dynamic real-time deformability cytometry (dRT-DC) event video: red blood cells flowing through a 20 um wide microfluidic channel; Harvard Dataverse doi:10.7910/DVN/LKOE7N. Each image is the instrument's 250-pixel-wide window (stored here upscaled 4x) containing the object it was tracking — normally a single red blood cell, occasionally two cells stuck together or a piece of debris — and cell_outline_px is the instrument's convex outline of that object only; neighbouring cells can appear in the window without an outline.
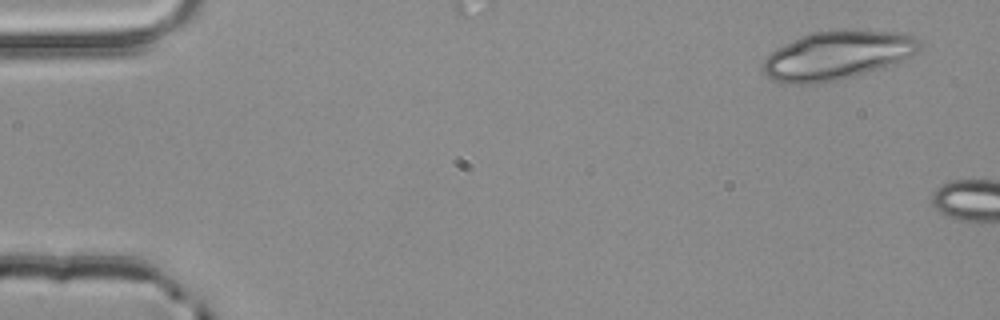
{"species": "common noctule bat (a hibernating species)", "species_latin": "Nyctalus noctula", "temperature_condition": "room temperature", "stored_images_in_passage": 2, "camera_frame_rate_fps": 3000, "um_per_image_px": 0.085, "animal": {"sex": "male", "body_mass_g": 20.4}, "frame": {"image": 1, "passage_image": 1, "time_ms": 0.0, "image_size_px": [1000, 320], "cell_outline_px": [[924, 48], [920, 52], [912, 56], [840, 80], [816, 84], [788, 84], [772, 80], [760, 68], [764, 60], [776, 48], [800, 36], [812, 32], [840, 28], [896, 32], [912, 36], [920, 40], [924, 44]], "centroid_in_image_um": [71.16, 4.68], "position_along_channel_um": 13.8, "area_um2": 44.74}}